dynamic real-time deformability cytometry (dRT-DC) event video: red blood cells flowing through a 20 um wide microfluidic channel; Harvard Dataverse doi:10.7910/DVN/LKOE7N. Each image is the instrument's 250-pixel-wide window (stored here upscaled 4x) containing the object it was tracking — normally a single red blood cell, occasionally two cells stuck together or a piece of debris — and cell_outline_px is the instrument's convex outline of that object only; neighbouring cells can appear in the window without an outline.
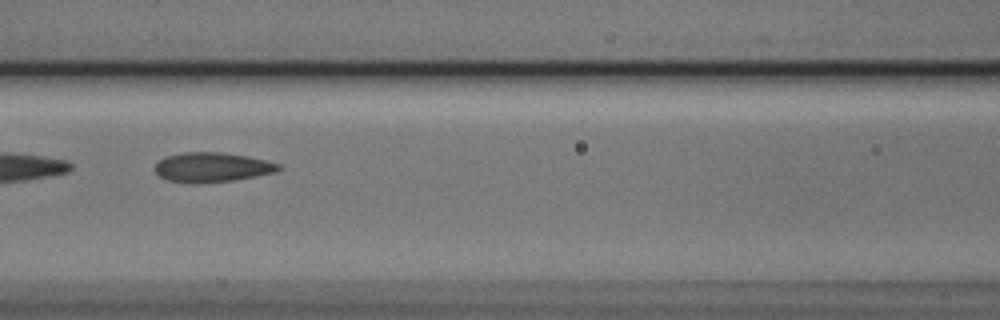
{"species": "Egyptian fruit bat (a non-hibernating species)", "species_latin": "Rousettus aegyptiacus", "temperature_condition": "cold", "stored_images_in_passage": 9, "camera_frame_rate_fps": 3000, "um_per_image_px": 0.085, "animal": {"sex": "male"}, "frame": {"image": 1, "passage_image": 7, "time_ms": 2.0, "image_size_px": [1000, 320], "cell_outline_px": [[280, 168], [276, 172], [256, 176], [232, 180], [196, 184], [188, 184], [168, 180], [160, 176], [156, 172], [156, 164], [160, 160], [168, 156], [184, 152], [220, 152], [248, 156], [280, 164]], "centroid_in_image_um": [18.02, 14.22], "position_along_channel_um": 148.6, "area_um2": 21.21}}
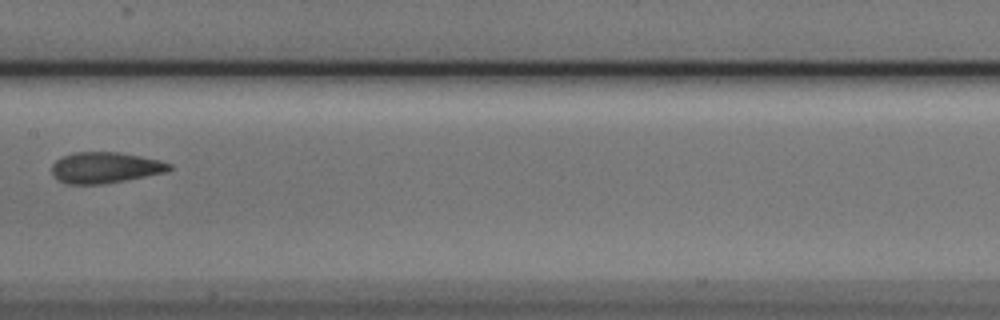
{"frame": {"image": 2, "passage_image": 8, "time_ms": 2.333, "image_size_px": [1000, 320], "cell_outline_px": [[172, 168], [168, 172], [104, 184], [68, 184], [52, 176], [52, 164], [60, 156], [72, 152], [120, 152], [140, 156], [172, 164]], "centroid_in_image_um": [8.91, 14.24], "position_along_channel_um": 198.5, "area_um2": 21.33}}
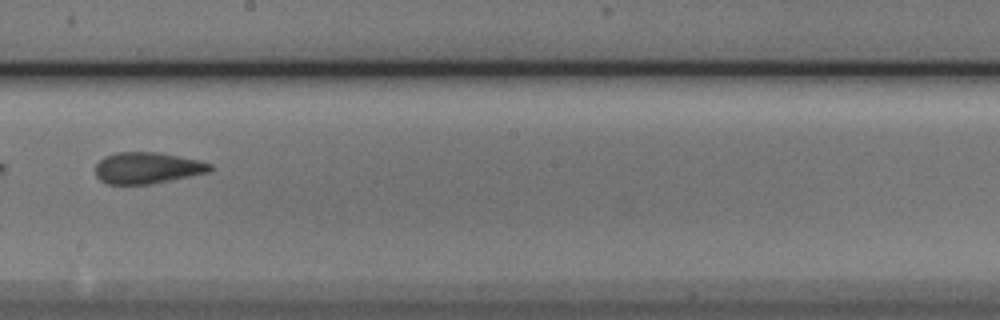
{"frame": {"image": 3, "passage_image": 9, "time_ms": 2.667, "image_size_px": [1000, 320], "cell_outline_px": [[212, 168], [208, 172], [152, 184], [104, 184], [96, 176], [96, 164], [104, 156], [116, 152], [160, 152], [196, 160], [212, 164]], "centroid_in_image_um": [12.47, 14.27], "position_along_channel_um": 235.7, "area_um2": 20.92}}